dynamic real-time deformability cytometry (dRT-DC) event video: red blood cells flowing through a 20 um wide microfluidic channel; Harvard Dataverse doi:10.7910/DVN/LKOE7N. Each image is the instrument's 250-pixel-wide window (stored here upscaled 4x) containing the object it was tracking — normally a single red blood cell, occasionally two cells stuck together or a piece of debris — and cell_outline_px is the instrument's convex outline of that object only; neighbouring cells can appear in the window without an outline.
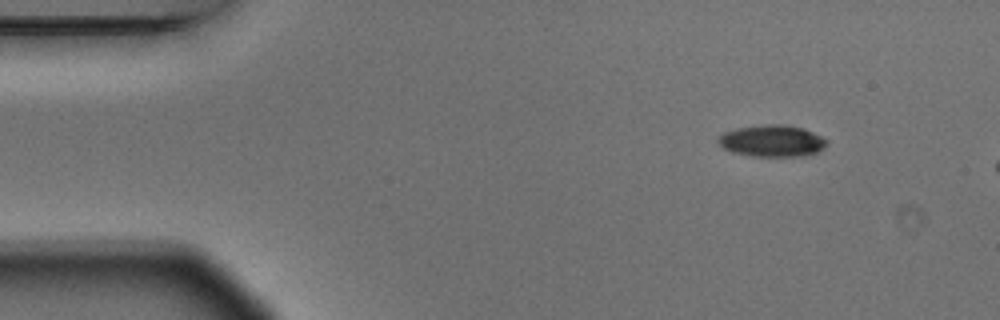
{"species": "Egyptian fruit bat (a non-hibernating species)", "species_latin": "Rousettus aegyptiacus", "temperature_condition": "warm", "stored_images_in_passage": 3, "camera_frame_rate_fps": 3000, "um_per_image_px": 0.085, "animal": {"sex": "male"}, "frame": {"image": 1, "passage_image": 1, "time_ms": 0.0, "image_size_px": [1000, 320], "cell_outline_px": [[828, 144], [824, 148], [816, 152], [800, 156], [752, 156], [732, 152], [724, 148], [716, 140], [724, 132], [736, 128], [768, 124], [784, 124], [804, 128], [828, 140]], "centroid_in_image_um": [65.63, 11.97], "position_along_channel_um": 19.4, "area_um2": 20.0}}